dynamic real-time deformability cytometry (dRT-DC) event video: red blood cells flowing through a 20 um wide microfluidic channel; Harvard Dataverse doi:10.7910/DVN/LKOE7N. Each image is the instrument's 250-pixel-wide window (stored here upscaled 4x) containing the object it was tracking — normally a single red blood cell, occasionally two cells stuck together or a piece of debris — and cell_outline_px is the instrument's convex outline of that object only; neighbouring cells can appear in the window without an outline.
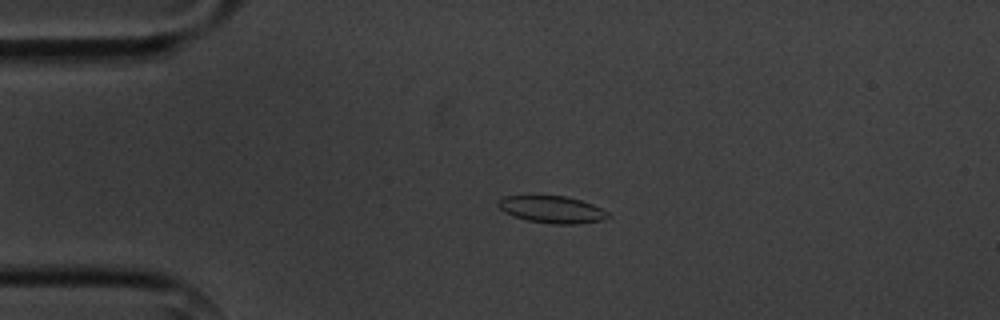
{"species": "common noctule bat (a hibernating species)", "species_latin": "Nyctalus noctula", "temperature_condition": "cold", "stored_images_in_passage": 5, "camera_frame_rate_fps": 3000, "um_per_image_px": 0.085, "animal": {"sex": "male", "body_mass_g": 20.1, "forearm_length_mm": 53.5}, "frame": {"image": 1, "passage_image": 3, "time_ms": 3.333, "image_size_px": [1000, 320], "cell_outline_px": [[612, 216], [604, 220], [576, 224], [552, 224], [528, 220], [504, 212], [496, 204], [504, 196], [528, 192], [564, 196], [580, 200], [592, 204], [608, 212]], "centroid_in_image_um": [46.87, 17.75], "position_along_channel_um": 38.1, "area_um2": 18.03}}